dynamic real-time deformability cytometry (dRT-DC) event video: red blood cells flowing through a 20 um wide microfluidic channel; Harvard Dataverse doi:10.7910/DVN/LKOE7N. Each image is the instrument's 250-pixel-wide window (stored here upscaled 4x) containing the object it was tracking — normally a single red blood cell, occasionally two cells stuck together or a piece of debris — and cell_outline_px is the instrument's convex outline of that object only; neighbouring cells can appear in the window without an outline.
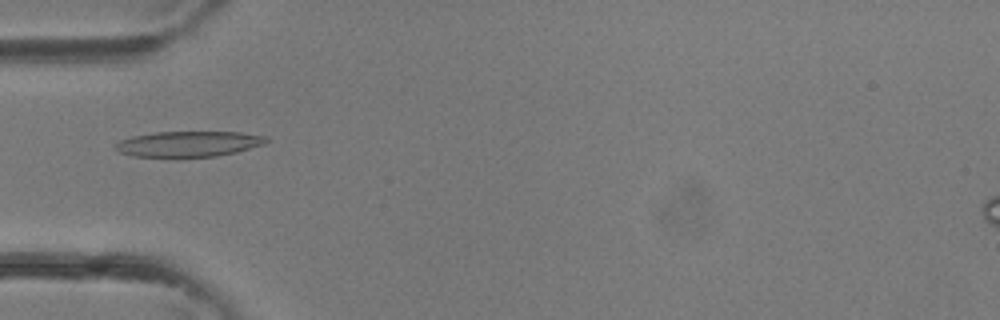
{"species": "common noctule bat (a hibernating species)", "species_latin": "Nyctalus noctula", "temperature_condition": "room temperature", "stored_images_in_passage": 30, "camera_frame_rate_fps": 3000, "um_per_image_px": 0.085, "animal": {"sex": "female"}, "frame": {"image": 1, "passage_image": 6, "time_ms": 1.667, "image_size_px": [1000, 320], "cell_outline_px": [[272, 140], [264, 144], [236, 152], [216, 156], [176, 160], [132, 156], [120, 152], [112, 144], [120, 140], [132, 136], [152, 132], [240, 132], [268, 136]], "centroid_in_image_um": [16.0, 12.27], "position_along_channel_um": 69.0, "area_um2": 23.64}}
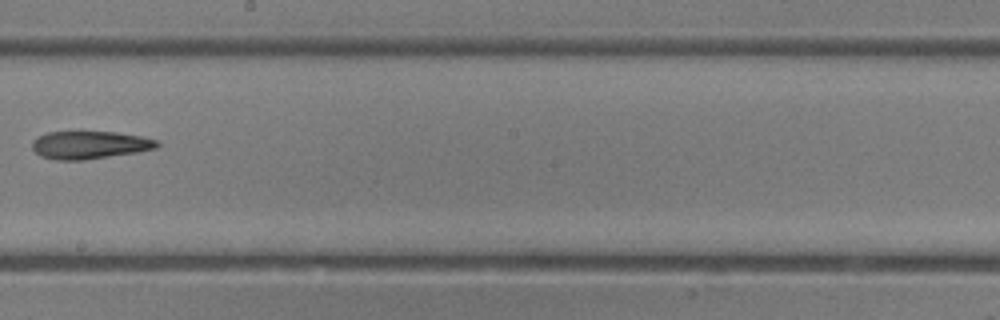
{"frame": {"image": 2, "passage_image": 15, "time_ms": 4.667, "image_size_px": [1000, 320], "cell_outline_px": [[160, 144], [156, 148], [136, 152], [80, 160], [56, 160], [40, 156], [32, 148], [32, 140], [36, 136], [48, 132], [80, 128], [116, 132], [140, 136], [160, 140]], "centroid_in_image_um": [7.57, 12.25], "position_along_channel_um": 240.6, "area_um2": 21.15}}
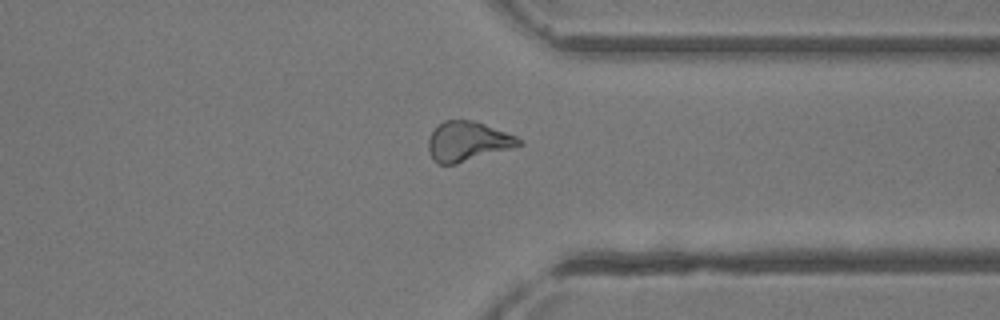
{"frame": {"image": 3, "passage_image": 22, "time_ms": 7.0, "image_size_px": [1000, 320], "cell_outline_px": [[524, 144], [516, 148], [456, 164], [440, 164], [432, 160], [428, 152], [428, 140], [432, 132], [444, 120], [472, 120], [484, 124], [516, 136]], "centroid_in_image_um": [39.76, 12.04], "position_along_channel_um": 371.6, "area_um2": 21.04}}